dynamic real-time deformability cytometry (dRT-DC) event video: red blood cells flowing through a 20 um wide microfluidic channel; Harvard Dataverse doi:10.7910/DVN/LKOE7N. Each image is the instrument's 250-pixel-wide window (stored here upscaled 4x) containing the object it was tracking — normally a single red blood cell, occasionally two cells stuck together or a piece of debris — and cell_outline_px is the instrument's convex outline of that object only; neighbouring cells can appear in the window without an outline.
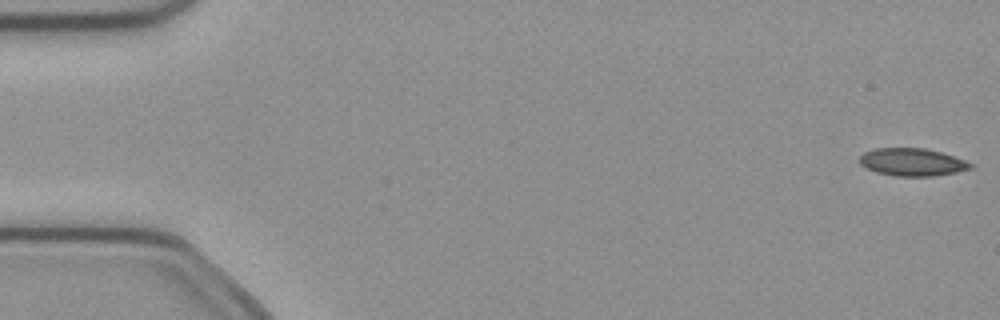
{"species": "common noctule bat (a hibernating species)", "species_latin": "Nyctalus noctula", "temperature_condition": "cold", "stored_images_in_passage": 5, "camera_frame_rate_fps": 3000, "um_per_image_px": 0.085, "animal": {"sex": "female", "body_mass_g": 21.9}, "frame": {"image": 1, "passage_image": 1, "time_ms": 0.0, "image_size_px": [1000, 320], "cell_outline_px": [[976, 164], [972, 168], [956, 172], [932, 176], [896, 176], [876, 172], [860, 164], [860, 156], [864, 152], [872, 148], [924, 148], [940, 152]], "centroid_in_image_um": [77.54, 13.77], "position_along_channel_um": 7.5, "area_um2": 17.8}}